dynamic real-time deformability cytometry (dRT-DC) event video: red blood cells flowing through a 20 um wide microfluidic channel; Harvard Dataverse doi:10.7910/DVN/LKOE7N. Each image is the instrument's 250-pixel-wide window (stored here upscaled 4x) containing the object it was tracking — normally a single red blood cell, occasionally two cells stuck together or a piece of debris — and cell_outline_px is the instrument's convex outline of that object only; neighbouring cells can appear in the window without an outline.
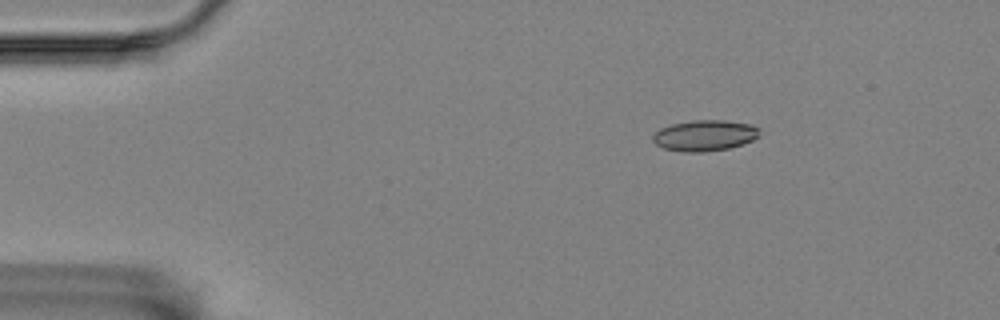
{"species": "Egyptian fruit bat (a non-hibernating species)", "species_latin": "Rousettus aegyptiacus", "temperature_condition": "room temperature", "stored_images_in_passage": 4, "camera_frame_rate_fps": 3000, "um_per_image_px": 0.085, "animal": {"sex": "female"}, "frame": {"image": 1, "passage_image": 1, "time_ms": 0.0, "image_size_px": [1000, 320], "cell_outline_px": [[760, 136], [752, 140], [728, 148], [700, 152], [684, 152], [664, 148], [656, 144], [652, 140], [652, 136], [660, 128], [672, 124], [692, 120], [724, 120], [748, 124], [760, 128]], "centroid_in_image_um": [59.89, 11.51], "position_along_channel_um": 25.1, "area_um2": 19.07}}
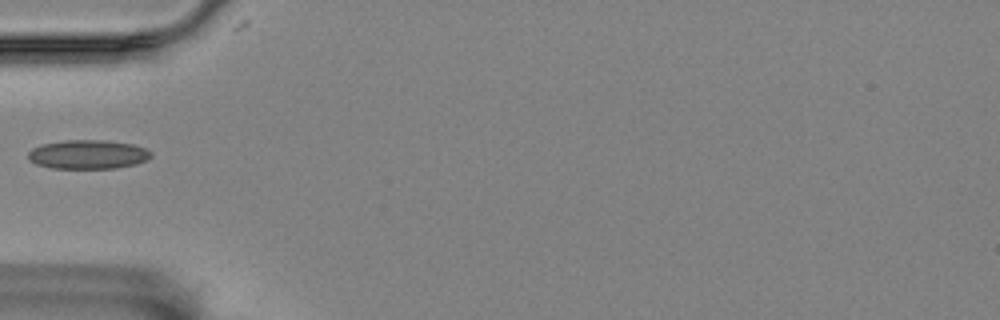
{"frame": {"image": 2, "passage_image": 4, "time_ms": 1.0, "image_size_px": [1000, 320], "cell_outline_px": [[152, 156], [136, 164], [116, 168], [52, 168], [36, 164], [28, 160], [28, 152], [32, 148], [44, 144], [64, 140], [104, 140], [132, 144], [144, 148], [152, 152]], "centroid_in_image_um": [7.46, 13.13], "position_along_channel_um": 77.5, "area_um2": 20.69}}